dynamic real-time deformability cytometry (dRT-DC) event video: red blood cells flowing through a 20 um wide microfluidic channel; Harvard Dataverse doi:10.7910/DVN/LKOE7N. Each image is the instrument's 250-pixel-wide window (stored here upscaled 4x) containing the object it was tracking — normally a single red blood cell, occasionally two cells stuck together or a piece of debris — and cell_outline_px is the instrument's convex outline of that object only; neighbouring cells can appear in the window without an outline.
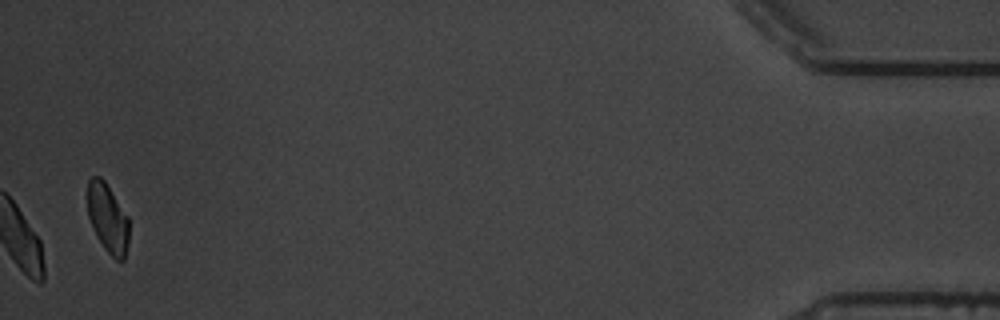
{"species": "common noctule bat (a hibernating species)", "species_latin": "Nyctalus noctula", "temperature_condition": "warm", "stored_images_in_passage": 41, "camera_frame_rate_fps": 3000, "um_per_image_px": 0.085, "animal": {"sex": "male", "body_mass_g": 19.5, "forearm_length_mm": 54.6}, "frame": {"image": 1, "passage_image": 41, "time_ms": 13.333, "image_size_px": [1000, 320], "cell_outline_px": [[128, 244], [124, 260], [116, 260], [104, 248], [96, 236], [92, 228], [88, 216], [88, 180], [92, 176], [100, 176], [104, 180], [128, 216]], "centroid_in_image_um": [9.15, 18.55], "position_along_channel_um": 426.0, "area_um2": 16.65}, "authors_computed_cell_mechanics": {"area_um2": 20.1144, "velocity_mm_per_s": 3.4838, "shape_relaxation_time_tau1_ms": 1.9218, "shape_relaxation_time_tau2_ms": 1.6585, "deformation_change_tau1": 0.0989, "deformation_change_tau2": 0.0409}}